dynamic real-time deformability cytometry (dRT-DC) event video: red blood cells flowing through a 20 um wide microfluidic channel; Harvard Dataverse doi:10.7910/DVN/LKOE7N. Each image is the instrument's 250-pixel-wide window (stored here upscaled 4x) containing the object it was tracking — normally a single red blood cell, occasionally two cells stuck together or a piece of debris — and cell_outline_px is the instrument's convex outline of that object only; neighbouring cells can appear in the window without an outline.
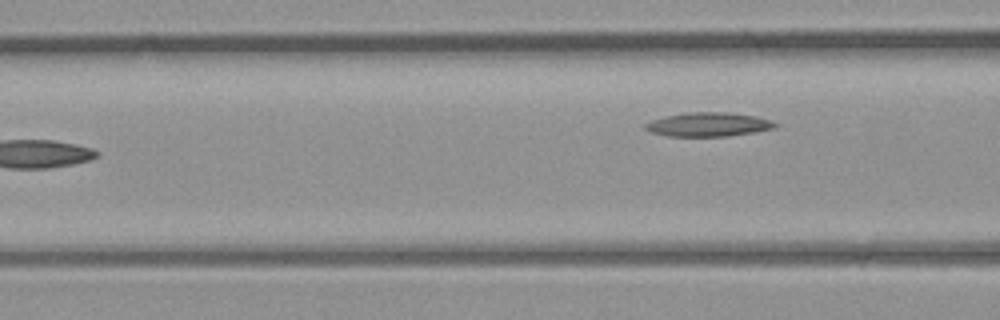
{"species": "common noctule bat (a hibernating species)", "species_latin": "Nyctalus noctula", "temperature_condition": "room temperature", "stored_images_in_passage": 5, "camera_frame_rate_fps": 3000, "um_per_image_px": 0.085, "animal": {"sex": "male", "body_mass_g": 23.1, "forearm_length_mm": 52.7}, "frame": {"image": 1, "passage_image": 5, "time_ms": 4.667, "image_size_px": [1000, 320], "cell_outline_px": [[780, 124], [776, 128], [756, 132], [728, 136], [668, 136], [652, 132], [644, 128], [644, 124], [652, 120], [664, 116], [688, 112], [728, 112], [756, 116], [772, 120]], "centroid_in_image_um": [60.27, 10.57], "position_along_channel_um": 106.3, "area_um2": 18.32}}